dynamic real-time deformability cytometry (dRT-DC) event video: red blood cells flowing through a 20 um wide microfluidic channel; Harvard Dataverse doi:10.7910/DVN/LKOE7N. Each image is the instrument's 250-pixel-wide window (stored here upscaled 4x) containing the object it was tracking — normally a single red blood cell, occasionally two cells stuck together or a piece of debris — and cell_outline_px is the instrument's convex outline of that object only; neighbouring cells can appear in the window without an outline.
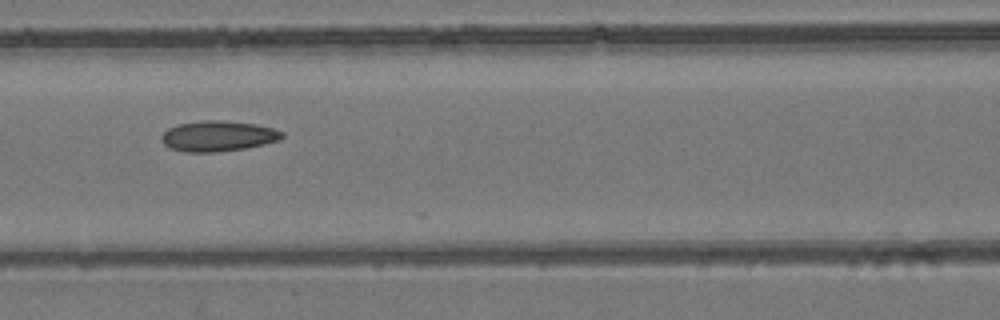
{"species": "common noctule bat (a hibernating species)", "species_latin": "Nyctalus noctula", "temperature_condition": "room temperature", "stored_images_in_passage": 10, "camera_frame_rate_fps": 3000, "um_per_image_px": 0.085, "animal": {"sex": "female", "body_mass_g": 24.6, "forearm_length_mm": 56.2}, "frame": {"image": 1, "passage_image": 7, "time_ms": 6.667, "image_size_px": [1000, 320], "cell_outline_px": [[284, 136], [280, 140], [264, 144], [244, 148], [216, 152], [184, 152], [168, 148], [160, 140], [160, 136], [168, 128], [176, 124], [204, 120], [220, 120], [256, 124], [272, 128], [284, 132]], "centroid_in_image_um": [18.49, 11.56], "position_along_channel_um": 148.1, "area_um2": 21.62}}
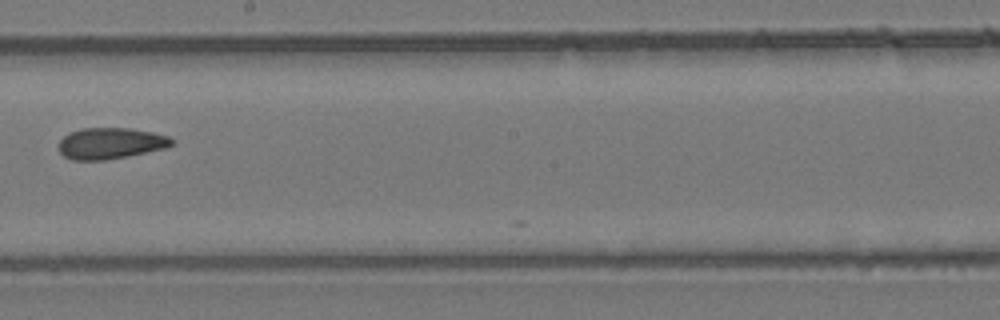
{"frame": {"image": 2, "passage_image": 9, "time_ms": 9.0, "image_size_px": [1000, 320], "cell_outline_px": [[172, 144], [164, 148], [128, 156], [104, 160], [72, 160], [64, 156], [60, 152], [60, 140], [64, 136], [72, 132], [84, 128], [132, 128], [152, 132], [168, 136], [172, 140]], "centroid_in_image_um": [9.39, 12.18], "position_along_channel_um": 238.8, "area_um2": 20.29}}
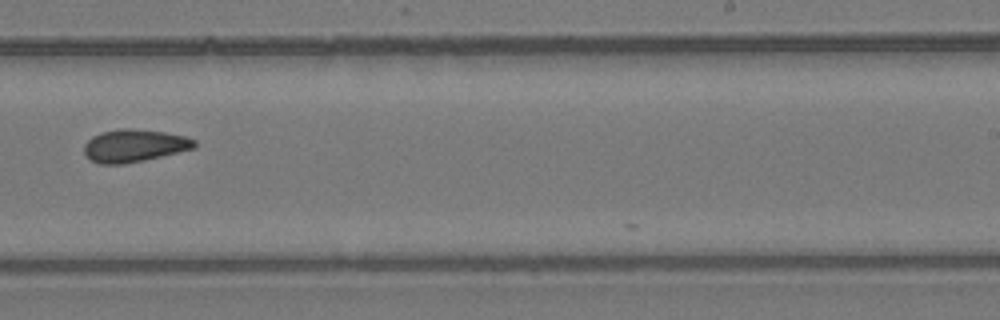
{"frame": {"image": 3, "passage_image": 10, "time_ms": 10.0, "image_size_px": [1000, 320], "cell_outline_px": [[196, 148], [144, 160], [124, 164], [100, 164], [88, 160], [84, 156], [84, 144], [92, 136], [100, 132], [120, 128], [132, 128], [164, 132], [184, 136], [196, 140]], "centroid_in_image_um": [11.37, 12.38], "position_along_channel_um": 277.6, "area_um2": 21.21}}